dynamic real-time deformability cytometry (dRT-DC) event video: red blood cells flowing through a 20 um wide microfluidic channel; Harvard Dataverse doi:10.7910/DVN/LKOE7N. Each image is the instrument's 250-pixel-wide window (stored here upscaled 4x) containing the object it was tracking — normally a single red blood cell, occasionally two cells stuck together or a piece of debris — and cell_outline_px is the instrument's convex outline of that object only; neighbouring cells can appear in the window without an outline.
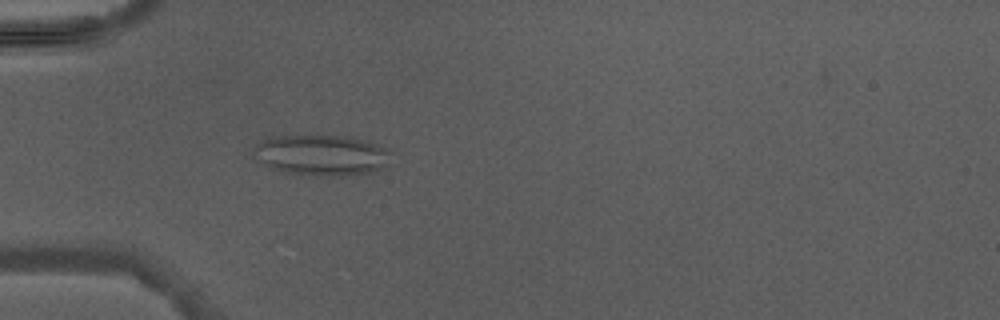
{"species": "Egyptian fruit bat (a non-hibernating species)", "species_latin": "Rousettus aegyptiacus", "temperature_condition": "warm", "stored_images_in_passage": 2, "camera_frame_rate_fps": 3000, "um_per_image_px": 0.085, "animal": {"sex": "male"}, "frame": {"image": 1, "passage_image": 2, "time_ms": 1.0, "image_size_px": [1000, 320], "cell_outline_px": [[392, 152], [388, 164], [384, 168], [372, 172], [344, 176], [304, 176], [284, 172], [268, 168], [252, 156], [252, 148], [264, 140], [272, 136], [356, 136], [368, 140]], "centroid_in_image_um": [27.33, 13.2], "position_along_channel_um": 57.7, "area_um2": 33.41}}